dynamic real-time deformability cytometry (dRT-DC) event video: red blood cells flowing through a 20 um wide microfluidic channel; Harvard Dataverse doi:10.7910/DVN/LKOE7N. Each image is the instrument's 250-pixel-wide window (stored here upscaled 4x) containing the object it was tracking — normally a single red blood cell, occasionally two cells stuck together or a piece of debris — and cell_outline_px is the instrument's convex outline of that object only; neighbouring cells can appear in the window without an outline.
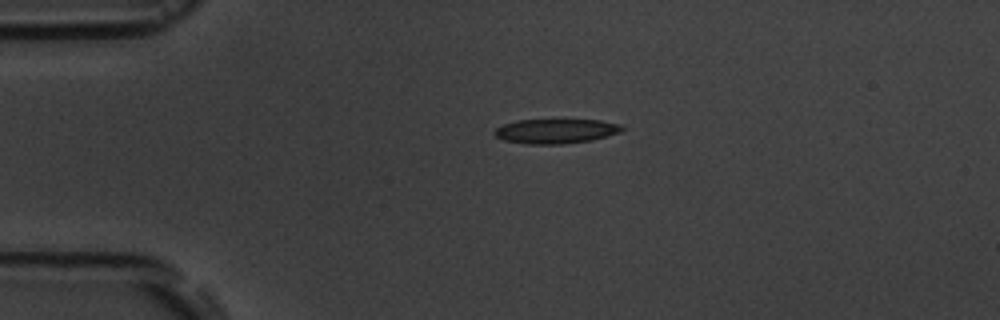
{"species": "common noctule bat (a hibernating species)", "species_latin": "Nyctalus noctula", "temperature_condition": "room temperature", "stored_images_in_passage": 2, "camera_frame_rate_fps": 3000, "um_per_image_px": 0.085, "animal": {"sex": "male", "body_mass_g": 19.5, "forearm_length_mm": 54.6}, "frame": {"image": 1, "passage_image": 1, "time_ms": 0.0, "image_size_px": [1000, 320], "cell_outline_px": [[624, 128], [620, 132], [592, 140], [564, 144], [524, 144], [504, 140], [496, 136], [492, 132], [496, 128], [504, 124], [516, 120], [600, 120], [620, 124]], "centroid_in_image_um": [47.22, 11.15], "position_along_channel_um": 37.8, "area_um2": 18.26}}